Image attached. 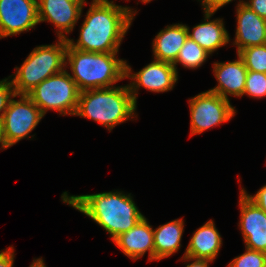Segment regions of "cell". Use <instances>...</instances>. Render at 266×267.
Here are the masks:
<instances>
[{
    "mask_svg": "<svg viewBox=\"0 0 266 267\" xmlns=\"http://www.w3.org/2000/svg\"><path fill=\"white\" fill-rule=\"evenodd\" d=\"M221 244V235L213 220H209L193 233L184 255L213 261L218 255Z\"/></svg>",
    "mask_w": 266,
    "mask_h": 267,
    "instance_id": "e0dca14e",
    "label": "cell"
},
{
    "mask_svg": "<svg viewBox=\"0 0 266 267\" xmlns=\"http://www.w3.org/2000/svg\"><path fill=\"white\" fill-rule=\"evenodd\" d=\"M19 96L18 101L13 98L10 100L2 116L3 136L8 147L15 145L21 139L29 138V133L35 129L44 116L27 95Z\"/></svg>",
    "mask_w": 266,
    "mask_h": 267,
    "instance_id": "ba28073f",
    "label": "cell"
},
{
    "mask_svg": "<svg viewBox=\"0 0 266 267\" xmlns=\"http://www.w3.org/2000/svg\"><path fill=\"white\" fill-rule=\"evenodd\" d=\"M243 95L256 99L266 97V73L248 71Z\"/></svg>",
    "mask_w": 266,
    "mask_h": 267,
    "instance_id": "7402d4cb",
    "label": "cell"
},
{
    "mask_svg": "<svg viewBox=\"0 0 266 267\" xmlns=\"http://www.w3.org/2000/svg\"><path fill=\"white\" fill-rule=\"evenodd\" d=\"M182 259L185 261H193L192 263L187 264L186 267H209V263L213 262L207 259H196V258H192L186 255H183Z\"/></svg>",
    "mask_w": 266,
    "mask_h": 267,
    "instance_id": "f1b7e54d",
    "label": "cell"
},
{
    "mask_svg": "<svg viewBox=\"0 0 266 267\" xmlns=\"http://www.w3.org/2000/svg\"><path fill=\"white\" fill-rule=\"evenodd\" d=\"M184 221L175 219L153 229L154 260H161L177 252L181 247Z\"/></svg>",
    "mask_w": 266,
    "mask_h": 267,
    "instance_id": "d6986e66",
    "label": "cell"
},
{
    "mask_svg": "<svg viewBox=\"0 0 266 267\" xmlns=\"http://www.w3.org/2000/svg\"><path fill=\"white\" fill-rule=\"evenodd\" d=\"M62 201L84 213L106 230L112 241L134 227L144 215L138 210L131 194L110 191L87 195H61Z\"/></svg>",
    "mask_w": 266,
    "mask_h": 267,
    "instance_id": "7a4b0ae2",
    "label": "cell"
},
{
    "mask_svg": "<svg viewBox=\"0 0 266 267\" xmlns=\"http://www.w3.org/2000/svg\"><path fill=\"white\" fill-rule=\"evenodd\" d=\"M0 144H1V149H7L9 148L4 140V136H3V125H2V118H0Z\"/></svg>",
    "mask_w": 266,
    "mask_h": 267,
    "instance_id": "f546056e",
    "label": "cell"
},
{
    "mask_svg": "<svg viewBox=\"0 0 266 267\" xmlns=\"http://www.w3.org/2000/svg\"><path fill=\"white\" fill-rule=\"evenodd\" d=\"M125 63V78H130L129 91L137 104L138 89L143 87L151 92H167L172 90L178 80V74L172 63L153 60L137 73Z\"/></svg>",
    "mask_w": 266,
    "mask_h": 267,
    "instance_id": "9c48e42d",
    "label": "cell"
},
{
    "mask_svg": "<svg viewBox=\"0 0 266 267\" xmlns=\"http://www.w3.org/2000/svg\"><path fill=\"white\" fill-rule=\"evenodd\" d=\"M239 0L236 7L237 28L233 45L237 46V54L246 47L266 44V19L243 4Z\"/></svg>",
    "mask_w": 266,
    "mask_h": 267,
    "instance_id": "4fadbf2b",
    "label": "cell"
},
{
    "mask_svg": "<svg viewBox=\"0 0 266 267\" xmlns=\"http://www.w3.org/2000/svg\"><path fill=\"white\" fill-rule=\"evenodd\" d=\"M136 107L128 85L112 86L81 91L74 115L94 120L111 131L133 119Z\"/></svg>",
    "mask_w": 266,
    "mask_h": 267,
    "instance_id": "3957f363",
    "label": "cell"
},
{
    "mask_svg": "<svg viewBox=\"0 0 266 267\" xmlns=\"http://www.w3.org/2000/svg\"><path fill=\"white\" fill-rule=\"evenodd\" d=\"M190 105V136L228 122L235 115V107L230 100L216 93L206 91L189 99Z\"/></svg>",
    "mask_w": 266,
    "mask_h": 267,
    "instance_id": "52a82bcc",
    "label": "cell"
},
{
    "mask_svg": "<svg viewBox=\"0 0 266 267\" xmlns=\"http://www.w3.org/2000/svg\"><path fill=\"white\" fill-rule=\"evenodd\" d=\"M130 7L109 0H93L80 29L79 39L68 44L77 50L94 53H118L134 15Z\"/></svg>",
    "mask_w": 266,
    "mask_h": 267,
    "instance_id": "6da1fadb",
    "label": "cell"
},
{
    "mask_svg": "<svg viewBox=\"0 0 266 267\" xmlns=\"http://www.w3.org/2000/svg\"><path fill=\"white\" fill-rule=\"evenodd\" d=\"M255 205L266 212V185L262 186L255 195H249L244 188L240 189Z\"/></svg>",
    "mask_w": 266,
    "mask_h": 267,
    "instance_id": "d4e9b609",
    "label": "cell"
},
{
    "mask_svg": "<svg viewBox=\"0 0 266 267\" xmlns=\"http://www.w3.org/2000/svg\"><path fill=\"white\" fill-rule=\"evenodd\" d=\"M210 56L200 45L189 37L186 39L182 48L179 50L176 60L172 63L177 71V63L182 64L185 68L195 69L200 67Z\"/></svg>",
    "mask_w": 266,
    "mask_h": 267,
    "instance_id": "ffe728a7",
    "label": "cell"
},
{
    "mask_svg": "<svg viewBox=\"0 0 266 267\" xmlns=\"http://www.w3.org/2000/svg\"><path fill=\"white\" fill-rule=\"evenodd\" d=\"M39 22H50L59 30L58 39H67L81 17L86 0H37Z\"/></svg>",
    "mask_w": 266,
    "mask_h": 267,
    "instance_id": "8fae6325",
    "label": "cell"
},
{
    "mask_svg": "<svg viewBox=\"0 0 266 267\" xmlns=\"http://www.w3.org/2000/svg\"><path fill=\"white\" fill-rule=\"evenodd\" d=\"M113 242L131 259L137 260L148 251L149 261L154 260L153 229L145 217L130 230L120 234Z\"/></svg>",
    "mask_w": 266,
    "mask_h": 267,
    "instance_id": "9a60e30c",
    "label": "cell"
},
{
    "mask_svg": "<svg viewBox=\"0 0 266 267\" xmlns=\"http://www.w3.org/2000/svg\"><path fill=\"white\" fill-rule=\"evenodd\" d=\"M38 23L37 0H0V38L29 31Z\"/></svg>",
    "mask_w": 266,
    "mask_h": 267,
    "instance_id": "30bf717a",
    "label": "cell"
},
{
    "mask_svg": "<svg viewBox=\"0 0 266 267\" xmlns=\"http://www.w3.org/2000/svg\"><path fill=\"white\" fill-rule=\"evenodd\" d=\"M228 267H266V253L246 248L245 253L235 257Z\"/></svg>",
    "mask_w": 266,
    "mask_h": 267,
    "instance_id": "603a6c76",
    "label": "cell"
},
{
    "mask_svg": "<svg viewBox=\"0 0 266 267\" xmlns=\"http://www.w3.org/2000/svg\"><path fill=\"white\" fill-rule=\"evenodd\" d=\"M143 3H149L151 0H141Z\"/></svg>",
    "mask_w": 266,
    "mask_h": 267,
    "instance_id": "1f68e13d",
    "label": "cell"
},
{
    "mask_svg": "<svg viewBox=\"0 0 266 267\" xmlns=\"http://www.w3.org/2000/svg\"><path fill=\"white\" fill-rule=\"evenodd\" d=\"M80 90L66 69L48 77L32 89L27 96L45 115L54 110L60 115H74L78 106Z\"/></svg>",
    "mask_w": 266,
    "mask_h": 267,
    "instance_id": "8992f818",
    "label": "cell"
},
{
    "mask_svg": "<svg viewBox=\"0 0 266 267\" xmlns=\"http://www.w3.org/2000/svg\"><path fill=\"white\" fill-rule=\"evenodd\" d=\"M12 76L13 75L0 81V118H2L7 110L12 97L15 98L17 96L14 91L12 80H10Z\"/></svg>",
    "mask_w": 266,
    "mask_h": 267,
    "instance_id": "cb8c5ba5",
    "label": "cell"
},
{
    "mask_svg": "<svg viewBox=\"0 0 266 267\" xmlns=\"http://www.w3.org/2000/svg\"><path fill=\"white\" fill-rule=\"evenodd\" d=\"M232 1L233 0H201V5L203 6V10L216 12L220 7Z\"/></svg>",
    "mask_w": 266,
    "mask_h": 267,
    "instance_id": "83f0119b",
    "label": "cell"
},
{
    "mask_svg": "<svg viewBox=\"0 0 266 267\" xmlns=\"http://www.w3.org/2000/svg\"><path fill=\"white\" fill-rule=\"evenodd\" d=\"M213 72L218 85L208 91L216 93L227 100H229V95L234 97L243 96L248 70L239 55L238 59L232 62H215L213 64Z\"/></svg>",
    "mask_w": 266,
    "mask_h": 267,
    "instance_id": "5bb4252c",
    "label": "cell"
},
{
    "mask_svg": "<svg viewBox=\"0 0 266 267\" xmlns=\"http://www.w3.org/2000/svg\"><path fill=\"white\" fill-rule=\"evenodd\" d=\"M67 45V39H58L56 44L35 47L21 67L15 68L11 79L15 94L27 95L43 80L63 71L67 67Z\"/></svg>",
    "mask_w": 266,
    "mask_h": 267,
    "instance_id": "5b68a950",
    "label": "cell"
},
{
    "mask_svg": "<svg viewBox=\"0 0 266 267\" xmlns=\"http://www.w3.org/2000/svg\"><path fill=\"white\" fill-rule=\"evenodd\" d=\"M239 225L246 247L266 253V212L240 191Z\"/></svg>",
    "mask_w": 266,
    "mask_h": 267,
    "instance_id": "7c38bea8",
    "label": "cell"
},
{
    "mask_svg": "<svg viewBox=\"0 0 266 267\" xmlns=\"http://www.w3.org/2000/svg\"><path fill=\"white\" fill-rule=\"evenodd\" d=\"M117 53L84 52L72 48L66 50V65L69 63L72 79L80 91L108 88L125 79L126 61L118 59Z\"/></svg>",
    "mask_w": 266,
    "mask_h": 267,
    "instance_id": "277c9868",
    "label": "cell"
},
{
    "mask_svg": "<svg viewBox=\"0 0 266 267\" xmlns=\"http://www.w3.org/2000/svg\"><path fill=\"white\" fill-rule=\"evenodd\" d=\"M243 4L266 19V0H249V2L244 1Z\"/></svg>",
    "mask_w": 266,
    "mask_h": 267,
    "instance_id": "484cf974",
    "label": "cell"
},
{
    "mask_svg": "<svg viewBox=\"0 0 266 267\" xmlns=\"http://www.w3.org/2000/svg\"><path fill=\"white\" fill-rule=\"evenodd\" d=\"M30 267H46L44 260L40 258L34 259Z\"/></svg>",
    "mask_w": 266,
    "mask_h": 267,
    "instance_id": "4dcf8cb0",
    "label": "cell"
},
{
    "mask_svg": "<svg viewBox=\"0 0 266 267\" xmlns=\"http://www.w3.org/2000/svg\"><path fill=\"white\" fill-rule=\"evenodd\" d=\"M187 38L186 25L178 23L166 26L152 42L155 60L173 63Z\"/></svg>",
    "mask_w": 266,
    "mask_h": 267,
    "instance_id": "ac0fdd59",
    "label": "cell"
},
{
    "mask_svg": "<svg viewBox=\"0 0 266 267\" xmlns=\"http://www.w3.org/2000/svg\"><path fill=\"white\" fill-rule=\"evenodd\" d=\"M204 22L193 27L192 33L187 26L188 37L212 54L230 41L229 33L224 27L223 19L210 20L215 12L204 10Z\"/></svg>",
    "mask_w": 266,
    "mask_h": 267,
    "instance_id": "2e32d148",
    "label": "cell"
},
{
    "mask_svg": "<svg viewBox=\"0 0 266 267\" xmlns=\"http://www.w3.org/2000/svg\"><path fill=\"white\" fill-rule=\"evenodd\" d=\"M237 55L243 59L248 71L266 73V44L246 47Z\"/></svg>",
    "mask_w": 266,
    "mask_h": 267,
    "instance_id": "44dd1931",
    "label": "cell"
},
{
    "mask_svg": "<svg viewBox=\"0 0 266 267\" xmlns=\"http://www.w3.org/2000/svg\"><path fill=\"white\" fill-rule=\"evenodd\" d=\"M14 248L11 246L4 251H0V267H13Z\"/></svg>",
    "mask_w": 266,
    "mask_h": 267,
    "instance_id": "4316f807",
    "label": "cell"
}]
</instances>
